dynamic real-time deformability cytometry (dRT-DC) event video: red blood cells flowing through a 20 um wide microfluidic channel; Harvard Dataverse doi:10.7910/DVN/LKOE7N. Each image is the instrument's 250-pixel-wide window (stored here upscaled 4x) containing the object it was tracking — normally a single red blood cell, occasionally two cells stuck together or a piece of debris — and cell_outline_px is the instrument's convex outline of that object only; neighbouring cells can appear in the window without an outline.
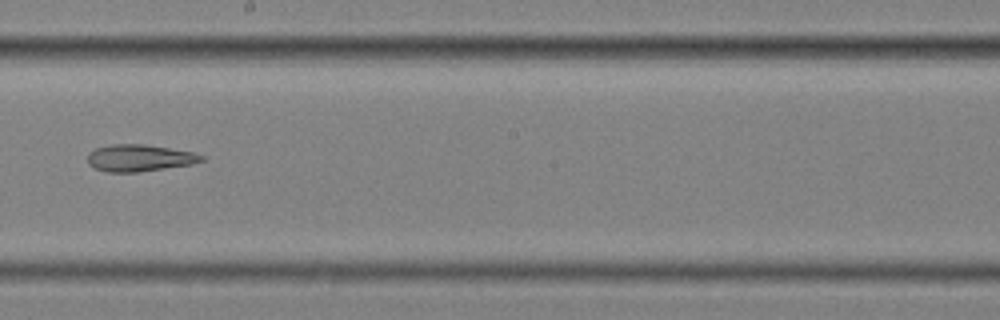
{"species": "common noctule bat (a hibernating species)", "species_latin": "Nyctalus noctula", "temperature_condition": "cold", "stored_images_in_passage": 15, "camera_frame_rate_fps": 3000, "um_per_image_px": 0.085, "animal": {"sex": "female", "body_mass_g": 25.1}, "frame": {"image": 1, "passage_image": 9, "time_ms": 2.667, "image_size_px": [1000, 320], "cell_outline_px": [[204, 160], [192, 164], [136, 172], [108, 172], [96, 168], [88, 164], [88, 152], [96, 148], [112, 144], [144, 144], [192, 152], [204, 156]], "centroid_in_image_um": [11.83, 13.42], "position_along_channel_um": 236.4, "area_um2": 17.63}}
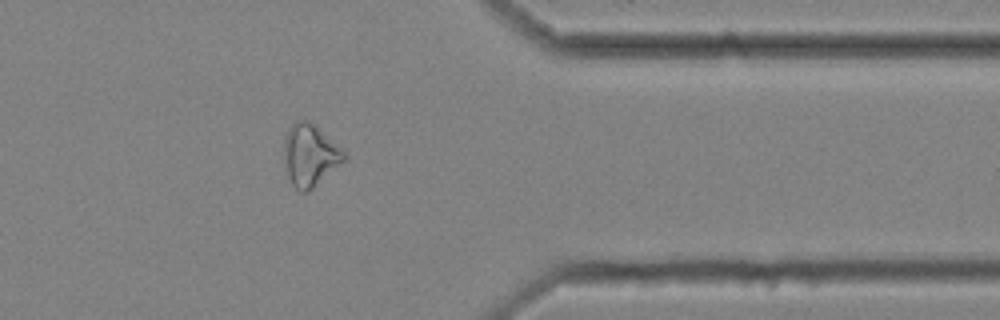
{"frame": {"image": 2, "passage_image": 13, "time_ms": 4.0, "image_size_px": [1000, 320], "cell_outline_px": [[348, 156], [344, 160], [308, 192], [300, 192], [292, 184], [288, 176], [284, 160], [284, 140], [288, 128], [296, 120], [308, 120], [316, 124]], "centroid_in_image_um": [26.32, 13.16], "position_along_channel_um": 385.1, "area_um2": 21.5}}